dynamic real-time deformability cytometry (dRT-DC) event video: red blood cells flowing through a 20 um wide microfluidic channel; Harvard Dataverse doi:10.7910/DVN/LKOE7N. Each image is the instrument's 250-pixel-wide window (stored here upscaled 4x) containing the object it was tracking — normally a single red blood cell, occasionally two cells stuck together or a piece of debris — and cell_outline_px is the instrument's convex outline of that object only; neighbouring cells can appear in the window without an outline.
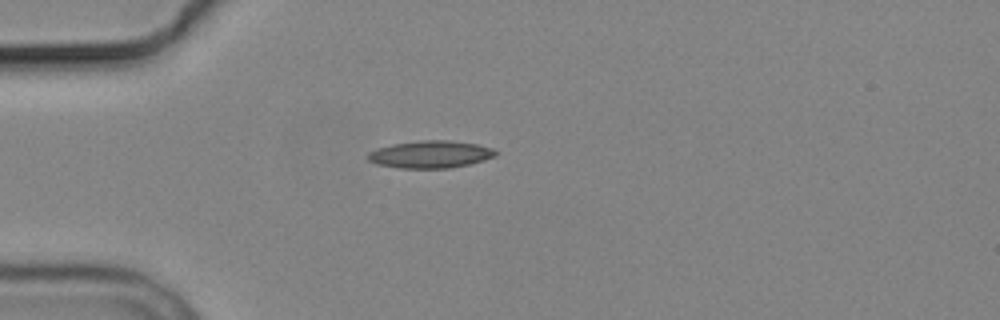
{"species": "common noctule bat (a hibernating species)", "species_latin": "Nyctalus noctula", "temperature_condition": "cold", "stored_images_in_passage": 2, "camera_frame_rate_fps": 3000, "um_per_image_px": 0.085, "animal": {"sex": "male", "body_mass_g": 19.2, "forearm_length_mm": 51.8}, "frame": {"image": 1, "passage_image": 2, "time_ms": 1.333, "image_size_px": [1000, 320], "cell_outline_px": [[500, 152], [496, 156], [484, 160], [468, 164], [448, 168], [400, 168], [376, 164], [368, 160], [368, 152], [376, 148], [392, 144], [420, 140], [448, 140], [476, 144], [492, 148]], "centroid_in_image_um": [36.58, 13.11], "position_along_channel_um": 48.4, "area_um2": 20.4}}